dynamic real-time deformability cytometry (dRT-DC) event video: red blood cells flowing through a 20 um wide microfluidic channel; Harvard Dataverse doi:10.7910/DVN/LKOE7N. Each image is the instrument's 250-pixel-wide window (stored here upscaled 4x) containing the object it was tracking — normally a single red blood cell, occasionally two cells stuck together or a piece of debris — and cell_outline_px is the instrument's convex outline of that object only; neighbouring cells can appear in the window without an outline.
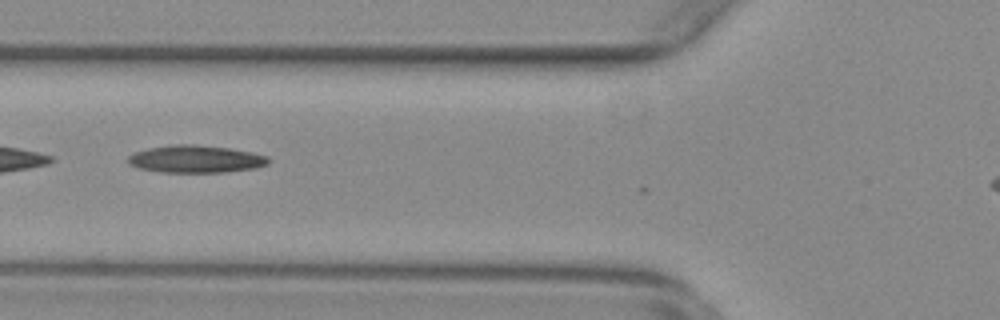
{"species": "common noctule bat (a hibernating species)", "species_latin": "Nyctalus noctula", "temperature_condition": "warm", "stored_images_in_passage": 14, "camera_frame_rate_fps": 3000, "um_per_image_px": 0.085, "animal": {"sex": "female", "body_mass_g": 29.2, "forearm_length_mm": 56.3}, "frame": {"image": 1, "passage_image": 11, "time_ms": 3.333, "image_size_px": [1000, 320], "cell_outline_px": [[272, 160], [268, 164], [256, 168], [224, 172], [160, 172], [140, 168], [128, 164], [128, 156], [132, 152], [148, 148], [172, 144], [192, 144], [228, 148], [252, 152], [268, 156]], "centroid_in_image_um": [16.64, 13.51], "position_along_channel_um": 109.2, "area_um2": 22.6}}